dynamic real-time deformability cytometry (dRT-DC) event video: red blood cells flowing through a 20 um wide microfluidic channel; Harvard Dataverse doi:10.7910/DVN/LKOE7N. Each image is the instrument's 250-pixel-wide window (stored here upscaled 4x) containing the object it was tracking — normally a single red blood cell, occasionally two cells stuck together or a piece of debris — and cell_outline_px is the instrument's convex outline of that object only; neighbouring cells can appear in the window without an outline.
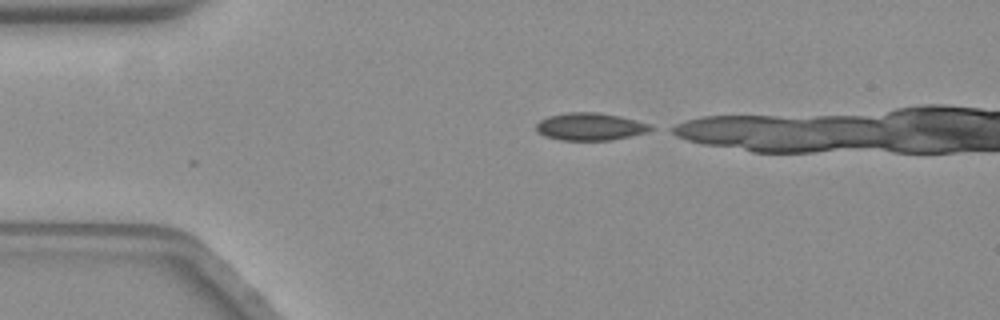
{"species": "common noctule bat (a hibernating species)", "species_latin": "Nyctalus noctula", "temperature_condition": "warm", "stored_images_in_passage": 14, "camera_frame_rate_fps": 3000, "um_per_image_px": 0.085, "animal": {"sex": "female", "body_mass_g": 19.3, "forearm_length_mm": 54.1}, "frame": {"image": 1, "passage_image": 1, "time_ms": 0.0, "image_size_px": [1000, 320], "cell_outline_px": [[656, 128], [644, 132], [612, 140], [560, 140], [544, 136], [536, 128], [536, 124], [540, 120], [548, 116], [568, 112], [596, 112], [620, 116], [652, 124]], "centroid_in_image_um": [50.17, 10.75], "position_along_channel_um": 34.8, "area_um2": 18.26}}
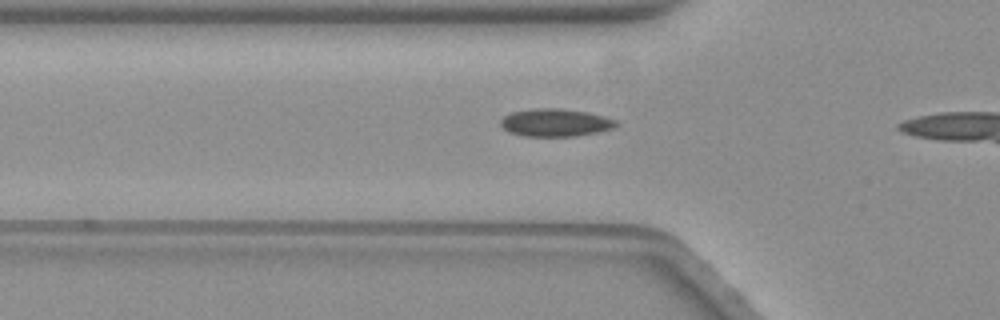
{"frame": {"image": 2, "passage_image": 8, "time_ms": 2.333, "image_size_px": [1000, 320], "cell_outline_px": [[620, 124], [612, 128], [596, 132], [576, 136], [524, 136], [508, 132], [500, 124], [500, 120], [504, 116], [512, 112], [532, 108], [560, 108], [588, 112], [604, 116], [616, 120]], "centroid_in_image_um": [47.2, 10.41], "position_along_channel_um": 78.6, "area_um2": 18.73}}